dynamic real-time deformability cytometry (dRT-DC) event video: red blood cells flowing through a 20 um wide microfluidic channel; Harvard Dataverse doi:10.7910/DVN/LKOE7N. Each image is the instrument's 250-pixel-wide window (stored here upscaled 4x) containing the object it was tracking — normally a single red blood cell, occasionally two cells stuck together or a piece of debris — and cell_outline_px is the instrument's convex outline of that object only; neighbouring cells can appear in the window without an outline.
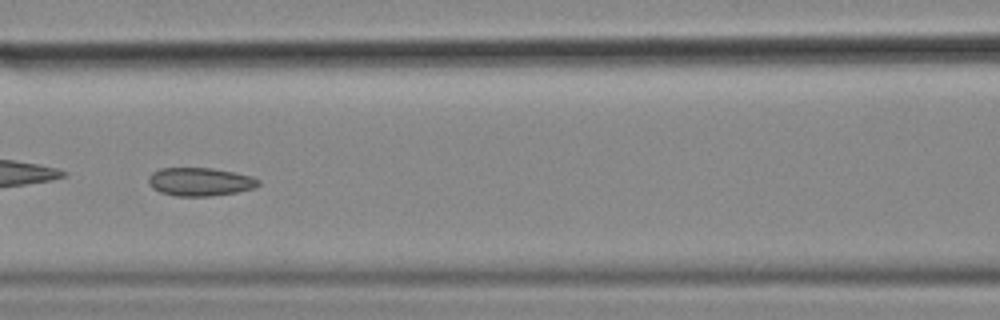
{"species": "common noctule bat (a hibernating species)", "species_latin": "Nyctalus noctula", "temperature_condition": "cold", "stored_images_in_passage": 54, "camera_frame_rate_fps": 3000, "um_per_image_px": 0.085, "animal": {"sex": "female", "body_mass_g": 18.4}, "frame": {"image": 1, "passage_image": 24, "time_ms": 7.667, "image_size_px": [1000, 320], "cell_outline_px": [[260, 184], [256, 188], [236, 192], [208, 196], [176, 196], [160, 192], [152, 188], [148, 184], [148, 176], [152, 172], [160, 168], [212, 168], [252, 176], [260, 180]], "centroid_in_image_um": [16.99, 15.45], "position_along_channel_um": 149.6, "area_um2": 18.21}, "authors_computed_cell_mechanics": {"area_um2": 19.0162, "velocity_mm_per_s": 3.5535, "shape_relaxation_time_tau1_ms": null, "shape_relaxation_time_tau2_ms": 2.6374, "deformation_change_tau1": null, "deformation_change_tau2": 0.0685}}